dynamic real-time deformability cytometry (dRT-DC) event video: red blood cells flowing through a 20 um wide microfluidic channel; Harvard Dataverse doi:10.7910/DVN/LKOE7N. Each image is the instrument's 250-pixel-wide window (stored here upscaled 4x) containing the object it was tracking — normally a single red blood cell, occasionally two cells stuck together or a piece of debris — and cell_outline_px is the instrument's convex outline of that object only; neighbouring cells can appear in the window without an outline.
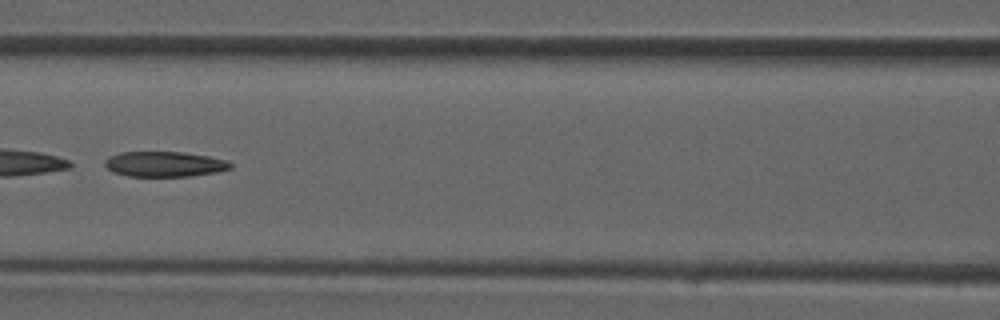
{"species": "common noctule bat (a hibernating species)", "species_latin": "Nyctalus noctula", "temperature_condition": "room temperature", "stored_images_in_passage": 36, "camera_frame_rate_fps": 3000, "um_per_image_px": 0.085, "animal": {"sex": "male", "forearm_length_mm": 52.5}, "frame": {"image": 1, "passage_image": 16, "time_ms": 5.0, "image_size_px": [1000, 320], "cell_outline_px": [[232, 168], [216, 172], [192, 176], [128, 176], [112, 172], [104, 164], [104, 160], [108, 156], [120, 152], [184, 152], [208, 156], [228, 160], [232, 164]], "centroid_in_image_um": [13.98, 13.94], "position_along_channel_um": 152.6, "area_um2": 18.61}}